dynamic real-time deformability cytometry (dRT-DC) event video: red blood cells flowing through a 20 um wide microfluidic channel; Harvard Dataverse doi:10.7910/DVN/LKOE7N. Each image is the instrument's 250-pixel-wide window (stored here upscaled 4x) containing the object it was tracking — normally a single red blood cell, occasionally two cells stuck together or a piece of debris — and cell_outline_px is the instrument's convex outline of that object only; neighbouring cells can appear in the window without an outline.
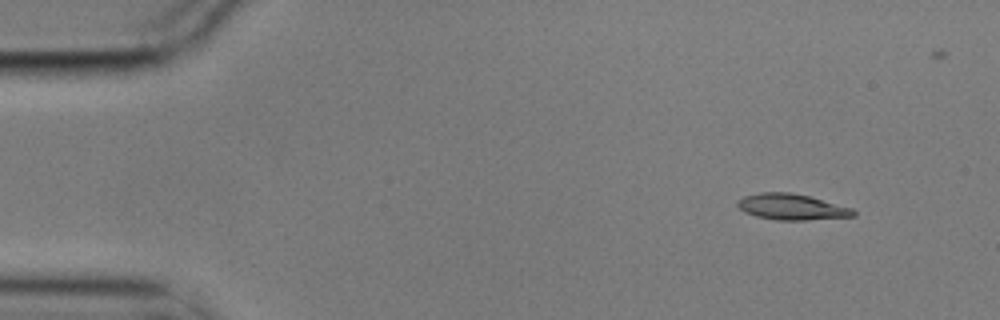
{"species": "common noctule bat (a hibernating species)", "species_latin": "Nyctalus noctula", "temperature_condition": "cold", "stored_images_in_passage": 7, "camera_frame_rate_fps": 3000, "um_per_image_px": 0.085, "animal": {"sex": "male", "body_mass_g": 17.9}, "frame": {"image": 1, "passage_image": 1, "time_ms": 0.0, "image_size_px": [1000, 320], "cell_outline_px": [[856, 216], [808, 220], [776, 220], [756, 216], [744, 212], [736, 204], [736, 200], [744, 196], [760, 192], [792, 192], [808, 196], [852, 208], [856, 212]], "centroid_in_image_um": [67.27, 17.58], "position_along_channel_um": 17.7, "area_um2": 17.57}}
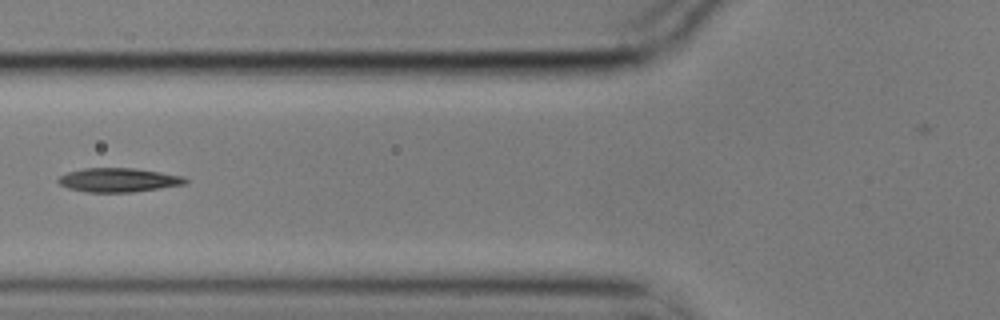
{"frame": {"image": 2, "passage_image": 5, "time_ms": 1.333, "image_size_px": [1000, 320], "cell_outline_px": [[188, 184], [132, 192], [88, 192], [68, 188], [60, 184], [56, 180], [60, 176], [68, 172], [84, 168], [132, 168], [160, 172], [184, 176], [188, 180]], "centroid_in_image_um": [10.09, 15.3], "position_along_channel_um": 115.7, "area_um2": 17.74}}
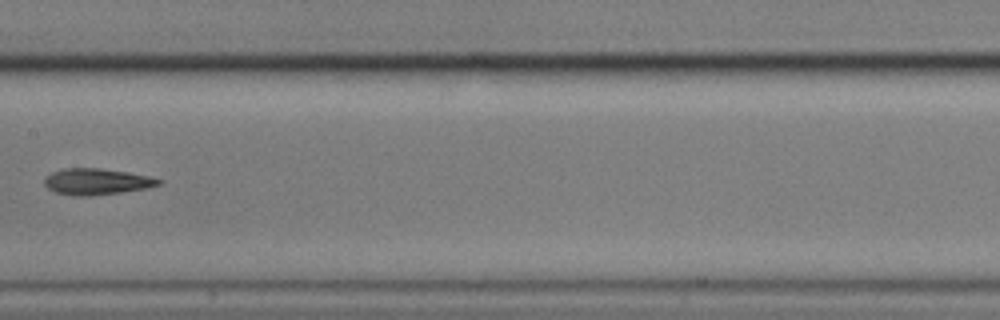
{"frame": {"image": 3, "passage_image": 7, "time_ms": 2.0, "image_size_px": [1000, 320], "cell_outline_px": [[164, 180], [160, 184], [144, 188], [120, 192], [92, 196], [72, 196], [56, 192], [48, 188], [44, 184], [44, 180], [52, 172], [64, 168], [100, 168], [128, 172], [148, 176]], "centroid_in_image_um": [8.2, 15.43], "position_along_channel_um": 199.2, "area_um2": 17.34}}